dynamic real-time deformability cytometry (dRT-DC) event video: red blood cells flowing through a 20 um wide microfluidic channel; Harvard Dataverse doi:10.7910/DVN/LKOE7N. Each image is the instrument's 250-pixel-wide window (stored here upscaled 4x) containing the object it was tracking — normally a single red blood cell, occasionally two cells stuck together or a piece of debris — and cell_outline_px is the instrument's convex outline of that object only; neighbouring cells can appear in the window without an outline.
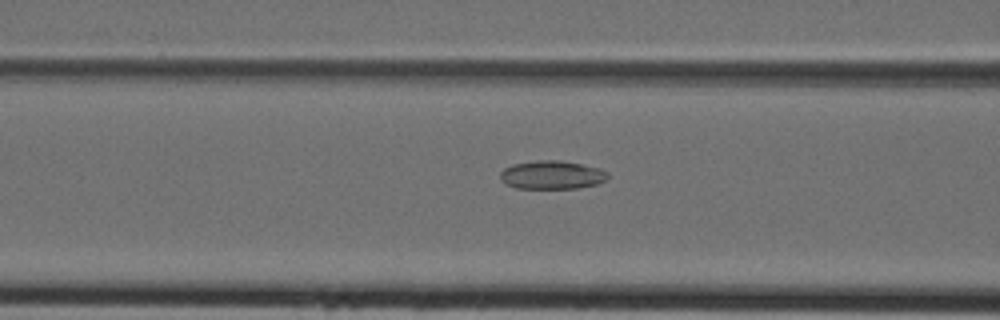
{"species": "Egyptian fruit bat (a non-hibernating species)", "species_latin": "Rousettus aegyptiacus", "temperature_condition": "cold", "stored_images_in_passage": 29, "camera_frame_rate_fps": 3000, "um_per_image_px": 0.085, "animal": {"sex": "female"}, "frame": {"image": 1, "passage_image": 8, "time_ms": 2.333, "image_size_px": [1000, 320], "cell_outline_px": [[608, 180], [596, 184], [576, 188], [516, 188], [504, 184], [500, 180], [500, 172], [504, 168], [512, 164], [536, 160], [560, 160], [600, 168], [608, 172]], "centroid_in_image_um": [46.89, 14.86], "position_along_channel_um": 119.7, "area_um2": 17.98}}
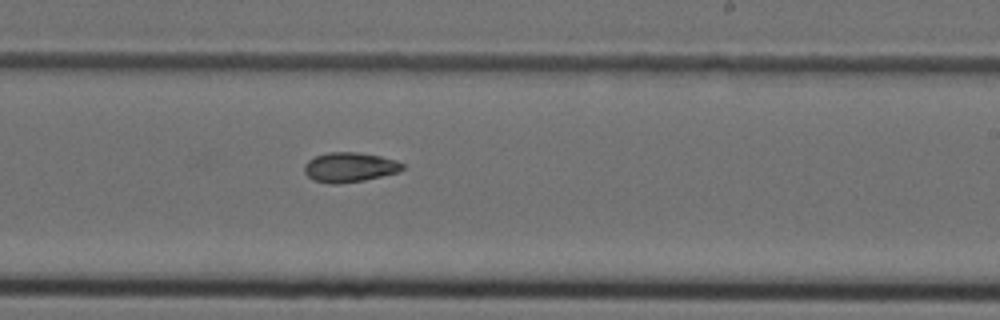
{"frame": {"image": 2, "passage_image": 17, "time_ms": 5.333, "image_size_px": [1000, 320], "cell_outline_px": [[404, 168], [400, 172], [364, 180], [336, 184], [328, 184], [312, 180], [304, 172], [304, 164], [308, 160], [316, 156], [328, 152], [356, 152], [380, 156], [396, 160], [404, 164]], "centroid_in_image_um": [29.71, 14.22], "position_along_channel_um": 259.3, "area_um2": 17.11}}
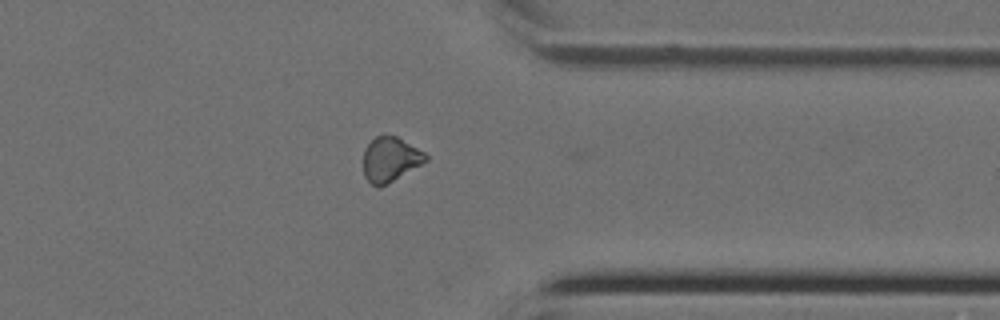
{"frame": {"image": 3, "passage_image": 25, "time_ms": 8.0, "image_size_px": [1000, 320], "cell_outline_px": [[428, 160], [392, 180], [376, 188], [364, 176], [364, 148], [376, 136], [396, 136], [424, 152], [428, 156]], "centroid_in_image_um": [33.15, 13.53], "position_along_channel_um": 378.2, "area_um2": 15.72}}